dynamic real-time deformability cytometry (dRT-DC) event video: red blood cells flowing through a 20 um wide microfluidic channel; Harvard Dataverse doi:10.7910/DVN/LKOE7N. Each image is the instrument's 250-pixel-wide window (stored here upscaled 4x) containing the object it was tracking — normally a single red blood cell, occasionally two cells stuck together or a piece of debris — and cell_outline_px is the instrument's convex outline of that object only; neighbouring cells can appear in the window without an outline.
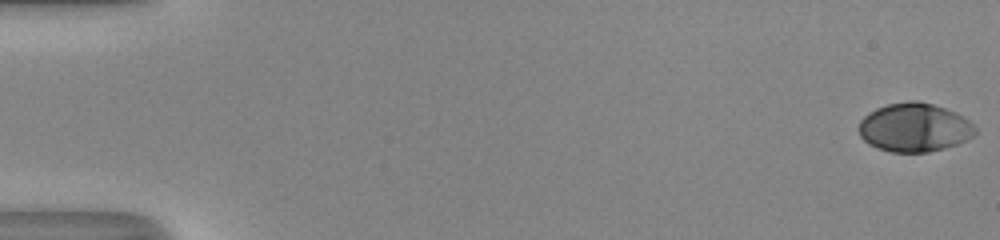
{"species": "human", "species_latin": "Homo sapiens", "temperature_condition": "room temperature", "stored_images_in_passage": 52, "camera_frame_rate_fps": 3000, "um_per_image_px": 0.085, "donor": {"sex": "male"}, "frame": {"image": 1, "passage_image": 1, "time_ms": 0.0, "image_size_px": [1000, 240], "cell_outline_px": [[976, 132], [968, 140], [944, 148], [928, 152], [892, 152], [868, 144], [860, 136], [860, 120], [864, 116], [876, 108], [888, 104], [908, 100], [916, 100], [932, 104], [956, 112], [964, 116], [976, 128]], "centroid_in_image_um": [77.74, 10.83], "position_along_channel_um": 7.3, "area_um2": 32.95}}
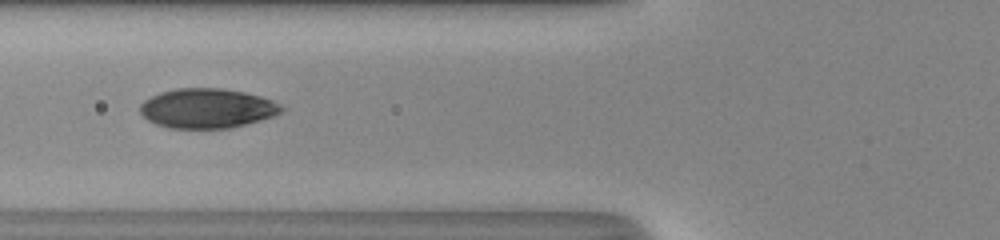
{"frame": {"image": 2, "passage_image": 22, "time_ms": 7.0, "image_size_px": [1000, 240], "cell_outline_px": [[288, 108], [272, 116], [260, 120], [228, 128], [168, 128], [156, 124], [148, 120], [140, 112], [140, 104], [144, 100], [160, 92], [176, 88], [224, 88], [244, 92], [260, 96], [272, 100]], "centroid_in_image_um": [17.6, 9.2], "position_along_channel_um": 108.2, "area_um2": 32.66}}
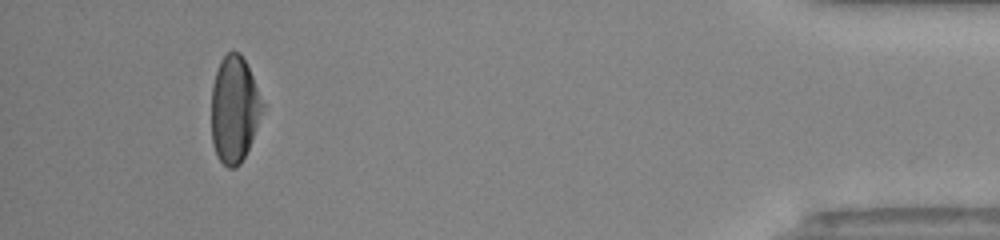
{"frame": {"image": 3, "passage_image": 49, "time_ms": 16.0, "image_size_px": [1000, 240], "cell_outline_px": [[264, 104], [252, 140], [240, 164], [232, 168], [228, 168], [216, 156], [212, 144], [212, 84], [220, 60], [232, 48], [240, 52], [252, 76]], "centroid_in_image_um": [19.9, 9.27], "position_along_channel_um": 415.3, "area_um2": 31.5}, "authors_computed_cell_mechanics": {"area_um2": 33.1194, "velocity_mm_per_s": 4.1324, "shape_relaxation_time_tau1_ms": 4.437, "shape_relaxation_time_tau2_ms": null, "deformation_change_tau1": 0.1928, "deformation_change_tau2": null}}